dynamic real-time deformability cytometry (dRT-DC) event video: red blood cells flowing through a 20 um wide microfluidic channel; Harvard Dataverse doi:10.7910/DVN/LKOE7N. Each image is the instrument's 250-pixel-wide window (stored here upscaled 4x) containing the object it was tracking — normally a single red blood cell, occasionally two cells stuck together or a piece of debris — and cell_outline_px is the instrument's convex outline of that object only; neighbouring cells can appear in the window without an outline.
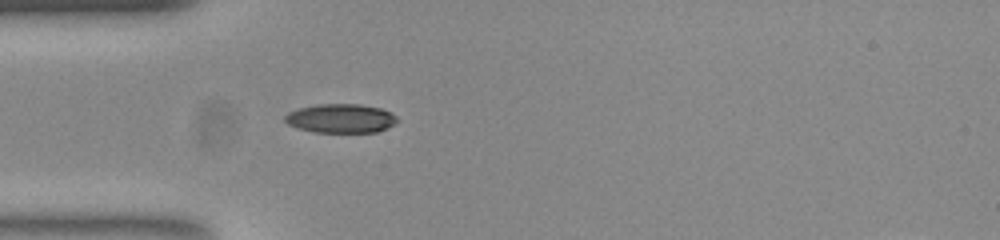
{"species": "common noctule bat (a hibernating species)", "species_latin": "Nyctalus noctula", "temperature_condition": "room temperature", "stored_images_in_passage": 39, "camera_frame_rate_fps": 3000, "um_per_image_px": 0.085, "animal": {"sex": "female", "body_mass_g": 23.0, "forearm_length_mm": 53.4}, "frame": {"image": 1, "passage_image": 1, "time_ms": 0.0, "image_size_px": [1000, 240], "cell_outline_px": [[396, 120], [392, 124], [376, 132], [316, 132], [300, 128], [288, 124], [284, 120], [284, 116], [288, 112], [300, 108], [316, 104], [360, 104], [380, 108], [392, 112], [396, 116]], "centroid_in_image_um": [28.94, 10.05], "position_along_channel_um": 56.1, "area_um2": 18.73}}
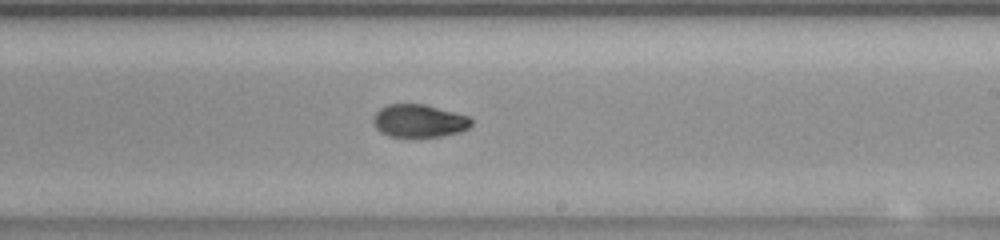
{"frame": {"image": 2, "passage_image": 17, "time_ms": 5.333, "image_size_px": [1000, 240], "cell_outline_px": [[472, 124], [468, 128], [456, 132], [440, 136], [388, 136], [380, 132], [376, 128], [372, 120], [376, 112], [380, 108], [388, 104], [424, 104], [468, 116], [472, 120]], "centroid_in_image_um": [35.58, 10.26], "position_along_channel_um": 253.4, "area_um2": 18.5}}
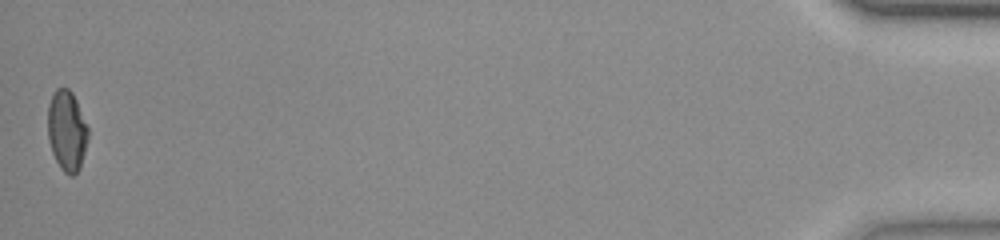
{"frame": {"image": 3, "passage_image": 39, "time_ms": 12.667, "image_size_px": [1000, 240], "cell_outline_px": [[88, 140], [80, 168], [72, 176], [68, 176], [60, 168], [52, 152], [48, 136], [48, 104], [56, 88], [68, 88], [72, 92], [76, 100], [88, 128]], "centroid_in_image_um": [5.68, 11.13], "position_along_channel_um": 429.5, "area_um2": 18.84}, "authors_computed_cell_mechanics": {"area_um2": 19.0162, "velocity_mm_per_s": 3.7793, "shape_relaxation_time_tau1_ms": 5.3722, "shape_relaxation_time_tau2_ms": 2.109, "deformation_change_tau1": 0.1643, "deformation_change_tau2": 0.0509}}